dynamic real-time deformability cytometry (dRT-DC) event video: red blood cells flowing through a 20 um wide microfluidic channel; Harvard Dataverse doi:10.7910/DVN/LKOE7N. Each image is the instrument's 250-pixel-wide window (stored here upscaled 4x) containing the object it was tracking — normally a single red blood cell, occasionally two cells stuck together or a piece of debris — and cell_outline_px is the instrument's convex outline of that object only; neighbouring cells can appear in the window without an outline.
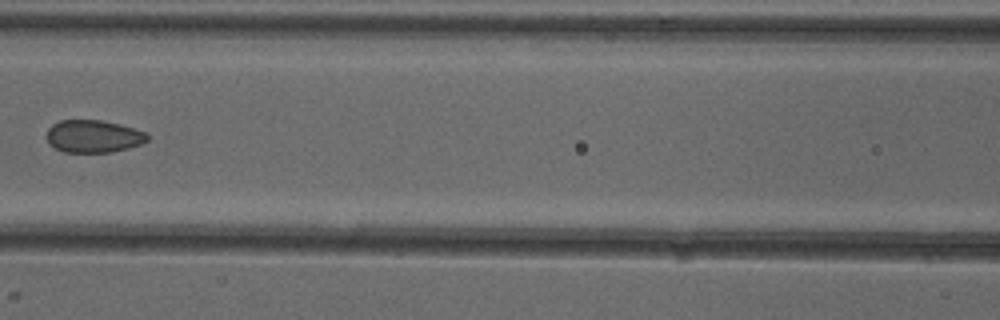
{"species": "common noctule bat (a hibernating species)", "species_latin": "Nyctalus noctula", "temperature_condition": "cold", "stored_images_in_passage": 7, "camera_frame_rate_fps": 3000, "um_per_image_px": 0.085, "animal": {"sex": "female"}, "frame": {"image": 1, "passage_image": 7, "time_ms": 7.333, "image_size_px": [1000, 320], "cell_outline_px": [[148, 140], [140, 144], [128, 148], [112, 152], [64, 152], [48, 144], [48, 128], [52, 124], [60, 120], [100, 120], [132, 128], [144, 132], [148, 136]], "centroid_in_image_um": [7.91, 11.59], "position_along_channel_um": 158.7, "area_um2": 18.84}}